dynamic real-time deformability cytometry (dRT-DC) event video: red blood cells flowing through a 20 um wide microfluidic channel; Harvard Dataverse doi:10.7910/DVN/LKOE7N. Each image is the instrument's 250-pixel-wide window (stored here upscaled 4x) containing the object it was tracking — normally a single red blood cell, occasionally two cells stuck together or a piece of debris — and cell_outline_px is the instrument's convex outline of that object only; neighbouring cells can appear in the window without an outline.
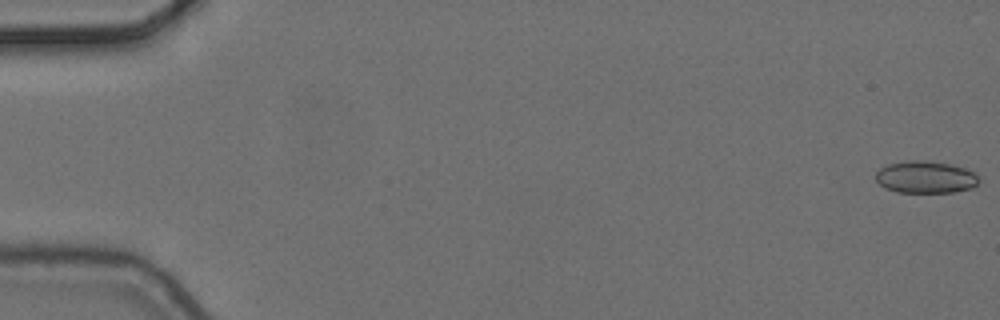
{"species": "common noctule bat (a hibernating species)", "species_latin": "Nyctalus noctula", "temperature_condition": "cold", "stored_images_in_passage": 7, "camera_frame_rate_fps": 3000, "um_per_image_px": 0.085, "animal": {"sex": "female", "body_mass_g": 24.6, "forearm_length_mm": 56.2}, "frame": {"image": 1, "passage_image": 1, "time_ms": 0.0, "image_size_px": [1000, 320], "cell_outline_px": [[980, 180], [972, 188], [952, 192], [896, 192], [884, 188], [876, 180], [876, 172], [880, 168], [888, 164], [904, 160], [924, 160], [952, 164], [964, 168], [972, 172]], "centroid_in_image_um": [78.64, 15.05], "position_along_channel_um": 6.4, "area_um2": 19.36}}